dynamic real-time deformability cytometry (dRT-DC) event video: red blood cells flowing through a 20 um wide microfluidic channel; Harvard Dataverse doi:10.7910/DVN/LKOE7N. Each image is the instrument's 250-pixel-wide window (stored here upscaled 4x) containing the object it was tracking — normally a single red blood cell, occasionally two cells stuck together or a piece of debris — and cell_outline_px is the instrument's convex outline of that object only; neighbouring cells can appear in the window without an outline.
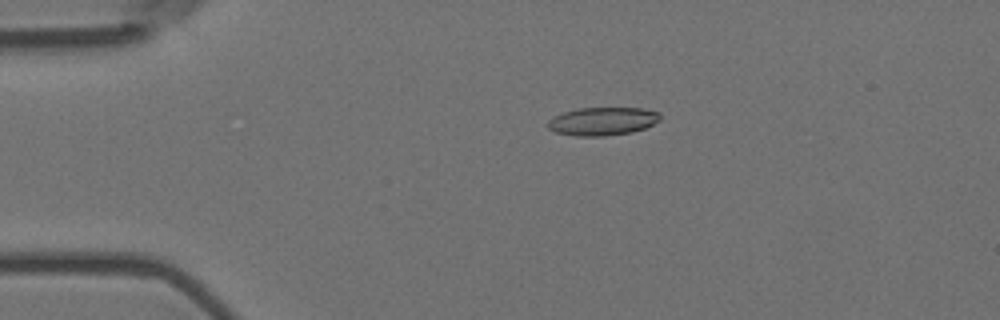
{"species": "Egyptian fruit bat (a non-hibernating species)", "species_latin": "Rousettus aegyptiacus", "temperature_condition": "room temperature", "stored_images_in_passage": 3, "camera_frame_rate_fps": 3000, "um_per_image_px": 0.085, "animal": {"sex": "female"}, "frame": {"image": 1, "passage_image": 3, "time_ms": 0.667, "image_size_px": [1000, 320], "cell_outline_px": [[660, 120], [644, 128], [632, 132], [604, 136], [576, 136], [556, 132], [548, 128], [548, 120], [564, 112], [576, 108], [644, 108], [660, 112]], "centroid_in_image_um": [51.23, 10.3], "position_along_channel_um": 33.8, "area_um2": 18.38}}